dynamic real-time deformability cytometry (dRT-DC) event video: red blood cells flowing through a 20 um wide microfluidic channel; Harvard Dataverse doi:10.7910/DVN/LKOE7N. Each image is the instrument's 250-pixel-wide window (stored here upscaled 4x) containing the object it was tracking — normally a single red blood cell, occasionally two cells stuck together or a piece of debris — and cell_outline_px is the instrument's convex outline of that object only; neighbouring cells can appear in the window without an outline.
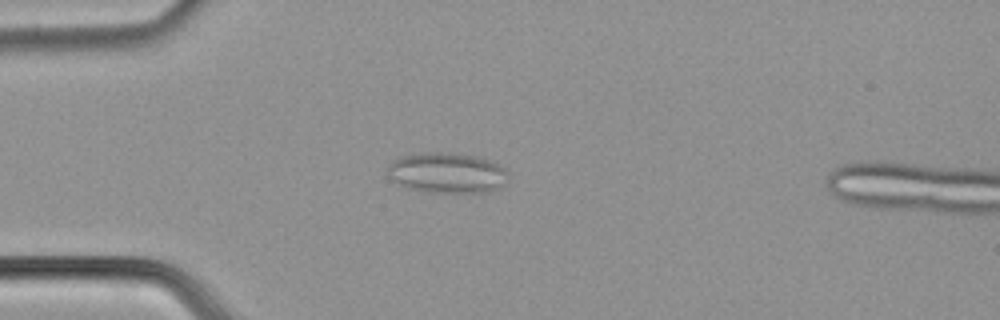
{"species": "common noctule bat (a hibernating species)", "species_latin": "Nyctalus noctula", "temperature_condition": "cold", "stored_images_in_passage": 55, "camera_frame_rate_fps": 3000, "um_per_image_px": 0.085, "animal": {"sex": "male", "body_mass_g": 21.5, "forearm_length_mm": 52.0}, "frame": {"image": 1, "passage_image": 15, "time_ms": 4.667, "image_size_px": [1000, 320], "cell_outline_px": [[508, 176], [504, 184], [500, 188], [488, 192], [432, 192], [408, 188], [392, 180], [388, 176], [384, 168], [392, 160], [400, 156], [420, 152], [452, 152], [476, 156], [488, 160], [504, 168], [508, 172]], "centroid_in_image_um": [37.95, 14.67], "position_along_channel_um": 47.1, "area_um2": 28.78}}
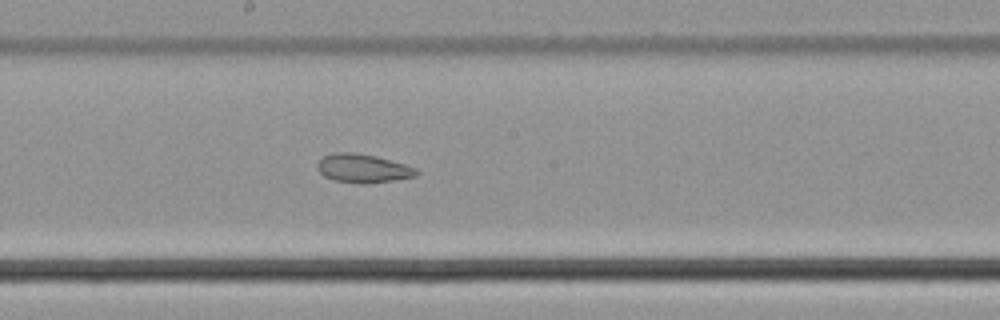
{"frame": {"image": 2, "passage_image": 30, "time_ms": 9.667, "image_size_px": [1000, 320], "cell_outline_px": [[420, 172], [416, 176], [396, 180], [364, 184], [360, 184], [336, 180], [324, 176], [316, 168], [316, 164], [324, 156], [336, 152], [352, 152], [376, 156], [404, 164], [416, 168]], "centroid_in_image_um": [30.86, 14.31], "position_along_channel_um": 217.3, "area_um2": 16.53}}
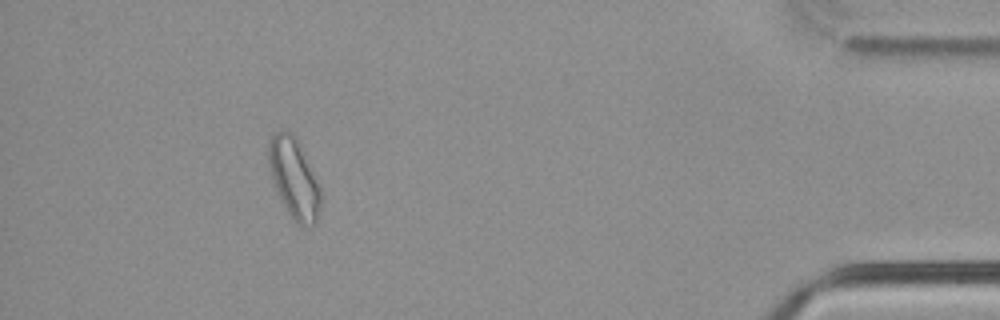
{"frame": {"image": 3, "passage_image": 50, "time_ms": 16.333, "image_size_px": [1000, 320], "cell_outline_px": [[320, 208], [316, 224], [304, 228], [300, 228], [296, 224], [280, 200], [272, 176], [268, 156], [268, 148], [272, 136], [276, 132], [292, 132], [296, 136], [300, 144], [320, 192]], "centroid_in_image_um": [24.99, 15.23], "position_along_channel_um": 410.2, "area_um2": 23.7}}